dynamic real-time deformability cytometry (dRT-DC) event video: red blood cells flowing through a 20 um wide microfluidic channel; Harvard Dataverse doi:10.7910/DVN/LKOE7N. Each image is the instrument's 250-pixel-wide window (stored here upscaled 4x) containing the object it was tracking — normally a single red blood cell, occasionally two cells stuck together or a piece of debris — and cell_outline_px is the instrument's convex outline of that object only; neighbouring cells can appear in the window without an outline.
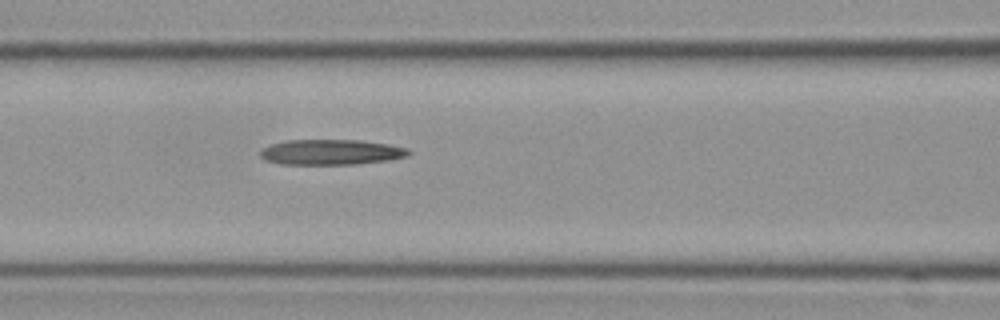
{"species": "Egyptian fruit bat (a non-hibernating species)", "species_latin": "Rousettus aegyptiacus", "temperature_condition": "cold", "stored_images_in_passage": 4, "camera_frame_rate_fps": 3000, "um_per_image_px": 0.085, "frame": {"image": 1, "passage_image": 4, "time_ms": 1.0, "image_size_px": [1000, 320], "cell_outline_px": [[412, 152], [408, 156], [388, 160], [356, 164], [280, 164], [264, 160], [260, 156], [260, 148], [272, 144], [288, 140], [360, 140], [388, 144], [408, 148]], "centroid_in_image_um": [28.14, 12.93], "position_along_channel_um": 138.5, "area_um2": 22.02}}